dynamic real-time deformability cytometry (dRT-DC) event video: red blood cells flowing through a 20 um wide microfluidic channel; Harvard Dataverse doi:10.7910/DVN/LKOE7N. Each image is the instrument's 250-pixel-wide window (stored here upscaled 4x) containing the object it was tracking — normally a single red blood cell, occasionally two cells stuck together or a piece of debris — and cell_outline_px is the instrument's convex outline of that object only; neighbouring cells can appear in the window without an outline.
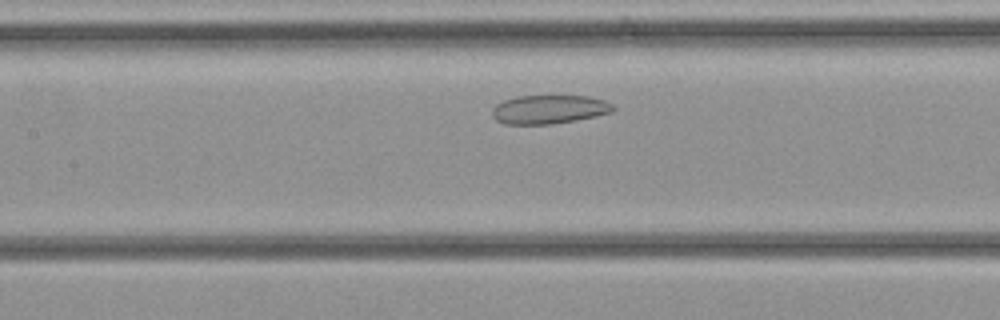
{"species": "common noctule bat (a hibernating species)", "species_latin": "Nyctalus noctula", "temperature_condition": "cold", "stored_images_in_passage": 24, "camera_frame_rate_fps": 3000, "um_per_image_px": 0.085, "animal": {"sex": "female", "body_mass_g": 21.9}, "frame": {"image": 1, "passage_image": 9, "time_ms": 2.667, "image_size_px": [1000, 320], "cell_outline_px": [[616, 108], [612, 112], [596, 116], [552, 124], [504, 124], [496, 120], [492, 116], [492, 108], [496, 104], [504, 100], [516, 96], [588, 96], [604, 100], [612, 104]], "centroid_in_image_um": [46.66, 9.3], "position_along_channel_um": 160.7, "area_um2": 20.29}}
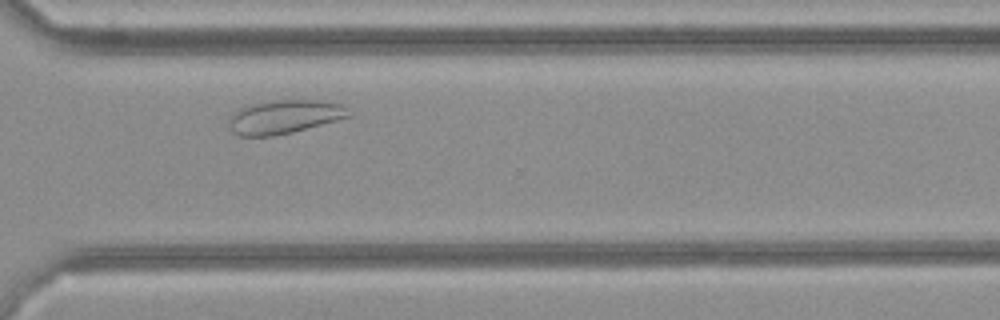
{"frame": {"image": 2, "passage_image": 19, "time_ms": 6.0, "image_size_px": [1000, 320], "cell_outline_px": [[356, 112], [352, 116], [292, 132], [272, 136], [240, 136], [232, 132], [228, 124], [232, 116], [240, 108], [248, 104], [272, 100], [320, 100], [340, 104]], "centroid_in_image_um": [24.22, 9.92], "position_along_channel_um": 346.4, "area_um2": 23.64}}
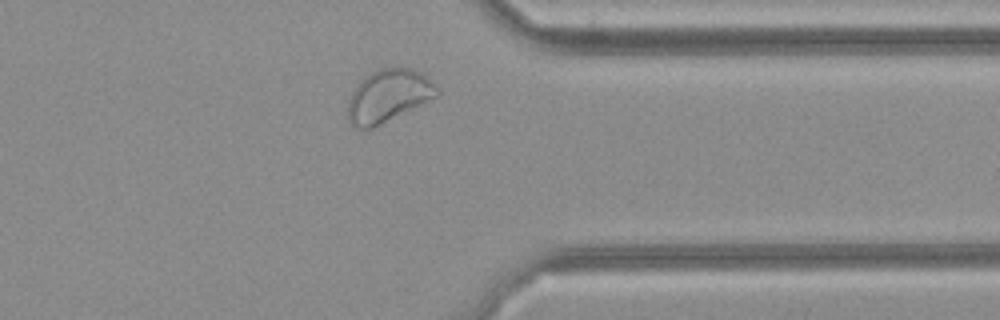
{"frame": {"image": 3, "passage_image": 21, "time_ms": 6.667, "image_size_px": [1000, 320], "cell_outline_px": [[440, 96], [372, 128], [356, 128], [348, 124], [348, 100], [352, 92], [360, 80], [364, 76], [376, 68], [408, 68], [420, 72], [436, 84], [440, 92]], "centroid_in_image_um": [33.01, 8.15], "position_along_channel_um": 378.4, "area_um2": 27.51}}